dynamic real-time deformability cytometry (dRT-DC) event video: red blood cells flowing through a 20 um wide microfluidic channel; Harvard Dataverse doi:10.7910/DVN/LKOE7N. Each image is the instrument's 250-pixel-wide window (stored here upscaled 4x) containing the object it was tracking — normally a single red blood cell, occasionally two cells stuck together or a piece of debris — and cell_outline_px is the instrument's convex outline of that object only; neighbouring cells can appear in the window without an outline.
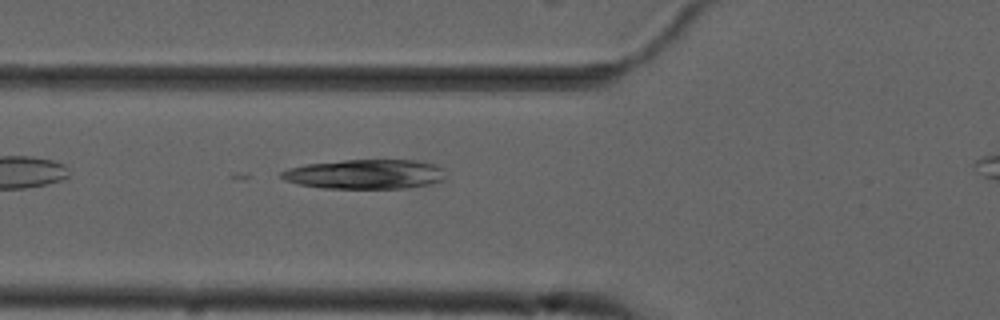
{"species": "common noctule bat (a hibernating species)", "species_latin": "Nyctalus noctula", "temperature_condition": "cold", "stored_images_in_passage": 3, "camera_frame_rate_fps": 3000, "um_per_image_px": 0.085, "animal": {"sex": "male", "forearm_length_mm": 52.5}, "frame": {"image": 1, "passage_image": 2, "time_ms": 1.0, "image_size_px": [1000, 320], "cell_outline_px": [[444, 180], [428, 184], [404, 188], [324, 188], [300, 184], [284, 180], [280, 176], [280, 172], [288, 168], [304, 164], [344, 160], [416, 160], [436, 164], [444, 168]], "centroid_in_image_um": [31.04, 14.79], "position_along_channel_um": 94.8, "area_um2": 28.32}}